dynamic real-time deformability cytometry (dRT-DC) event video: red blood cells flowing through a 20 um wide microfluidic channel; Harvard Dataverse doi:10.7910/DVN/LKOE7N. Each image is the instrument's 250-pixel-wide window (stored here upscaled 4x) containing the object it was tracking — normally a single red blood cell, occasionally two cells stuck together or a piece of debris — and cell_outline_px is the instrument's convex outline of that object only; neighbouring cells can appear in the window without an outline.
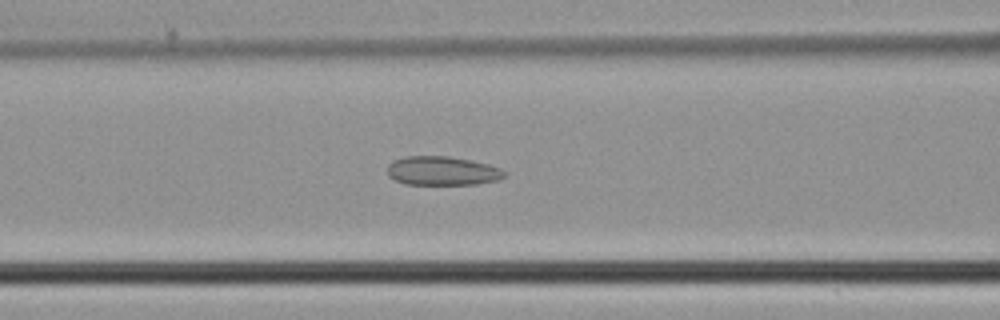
{"species": "common noctule bat (a hibernating species)", "species_latin": "Nyctalus noctula", "temperature_condition": "cold", "stored_images_in_passage": 31, "camera_frame_rate_fps": 3000, "um_per_image_px": 0.085, "animal": {"sex": "male", "body_mass_g": 21.5, "forearm_length_mm": 52.0}, "frame": {"image": 1, "passage_image": 8, "time_ms": 2.333, "image_size_px": [1000, 320], "cell_outline_px": [[504, 176], [500, 180], [476, 184], [404, 184], [388, 176], [388, 164], [392, 160], [404, 156], [448, 156], [472, 160], [488, 164], [500, 168], [504, 172]], "centroid_in_image_um": [37.58, 14.51], "position_along_channel_um": 129.0, "area_um2": 19.83}}
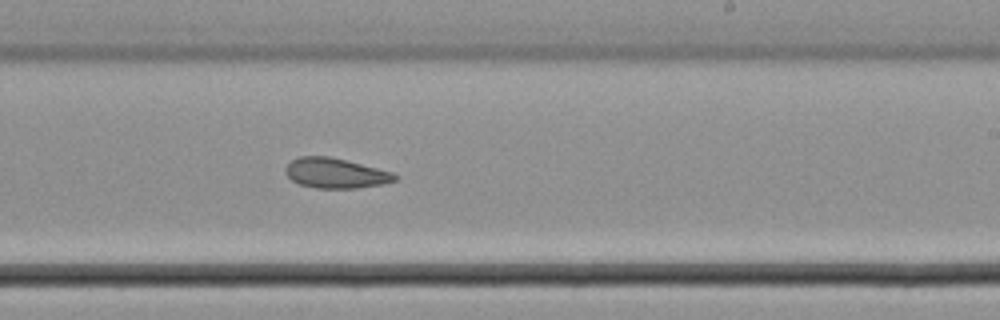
{"frame": {"image": 2, "passage_image": 17, "time_ms": 5.333, "image_size_px": [1000, 320], "cell_outline_px": [[400, 176], [396, 180], [384, 184], [356, 188], [316, 188], [300, 184], [292, 180], [284, 172], [284, 168], [292, 160], [300, 156], [328, 156], [392, 172]], "centroid_in_image_um": [28.52, 14.72], "position_along_channel_um": 260.5, "area_um2": 19.02}}
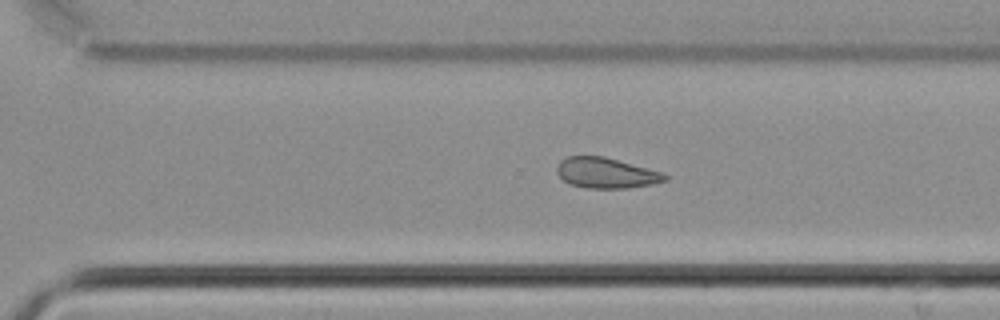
{"frame": {"image": 3, "passage_image": 21, "time_ms": 6.667, "image_size_px": [1000, 320], "cell_outline_px": [[668, 180], [652, 184], [628, 188], [588, 188], [568, 184], [556, 172], [556, 168], [560, 160], [568, 156], [604, 156], [660, 172], [668, 176]], "centroid_in_image_um": [51.48, 14.7], "position_along_channel_um": 319.1, "area_um2": 19.07}}